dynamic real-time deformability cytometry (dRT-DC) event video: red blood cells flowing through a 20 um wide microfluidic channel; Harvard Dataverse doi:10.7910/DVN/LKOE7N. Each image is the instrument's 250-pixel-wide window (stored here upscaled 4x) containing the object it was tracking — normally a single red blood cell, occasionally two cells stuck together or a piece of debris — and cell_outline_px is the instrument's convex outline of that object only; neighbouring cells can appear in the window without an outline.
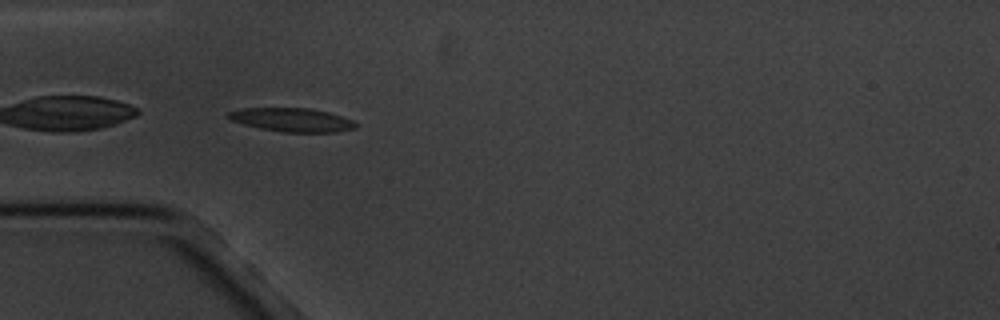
{"species": "common noctule bat (a hibernating species)", "species_latin": "Nyctalus noctula", "temperature_condition": "cold", "stored_images_in_passage": 5, "camera_frame_rate_fps": 3000, "um_per_image_px": 0.085, "animal": {"sex": "male", "body_mass_g": 20.1, "forearm_length_mm": 53.5}, "frame": {"image": 1, "passage_image": 4, "time_ms": 3.667, "image_size_px": [1000, 320], "cell_outline_px": [[356, 128], [336, 132], [284, 132], [260, 128], [244, 124], [232, 120], [228, 116], [228, 112], [240, 108], [312, 108], [328, 112], [352, 120], [356, 124]], "centroid_in_image_um": [24.83, 10.18], "position_along_channel_um": 60.2, "area_um2": 17.4}}